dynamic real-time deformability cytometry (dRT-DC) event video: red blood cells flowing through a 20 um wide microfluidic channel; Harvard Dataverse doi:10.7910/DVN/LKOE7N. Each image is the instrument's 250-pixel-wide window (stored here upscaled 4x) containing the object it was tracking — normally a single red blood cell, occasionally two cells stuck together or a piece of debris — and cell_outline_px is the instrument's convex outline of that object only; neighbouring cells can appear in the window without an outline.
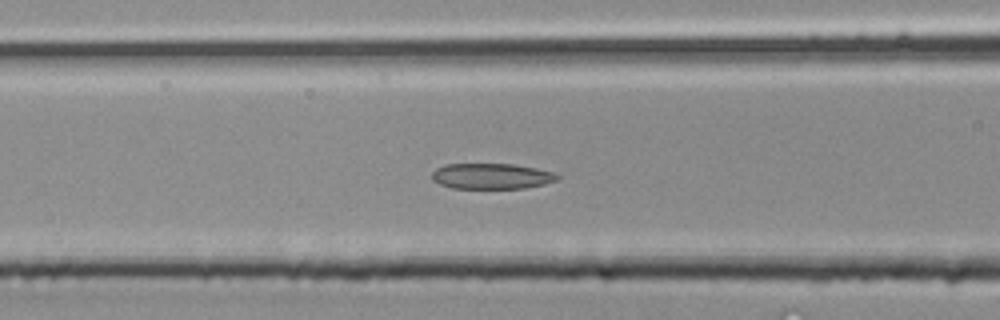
{"species": "common noctule bat (a hibernating species)", "species_latin": "Nyctalus noctula", "temperature_condition": "room temperature", "stored_images_in_passage": 29, "camera_frame_rate_fps": 3000, "um_per_image_px": 0.085, "animal": {"sex": "male", "body_mass_g": 20.4}, "frame": {"image": 1, "passage_image": 9, "time_ms": 2.667, "image_size_px": [1000, 320], "cell_outline_px": [[560, 176], [556, 180], [544, 184], [524, 188], [452, 188], [440, 184], [432, 180], [432, 172], [436, 168], [444, 164], [512, 164], [536, 168], [552, 172]], "centroid_in_image_um": [41.75, 14.97], "position_along_channel_um": 124.9, "area_um2": 18.67}}
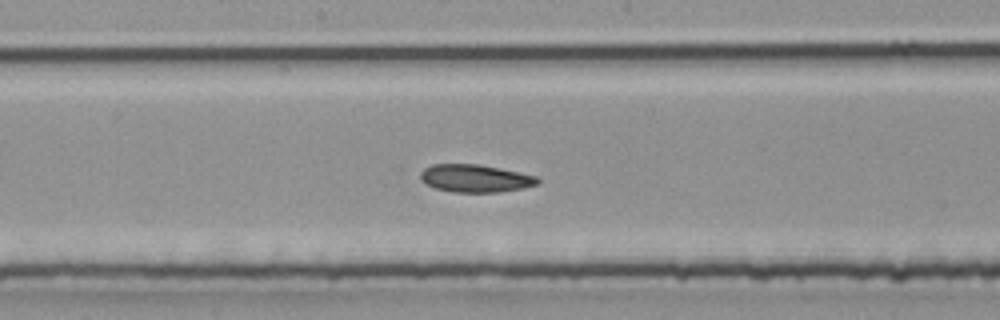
{"frame": {"image": 2, "passage_image": 13, "time_ms": 4.0, "image_size_px": [1000, 320], "cell_outline_px": [[540, 180], [536, 184], [524, 188], [500, 192], [452, 192], [436, 188], [424, 184], [420, 180], [420, 172], [424, 168], [432, 164], [476, 164], [500, 168], [536, 176]], "centroid_in_image_um": [40.35, 15.16], "position_along_channel_um": 207.8, "area_um2": 18.96}}
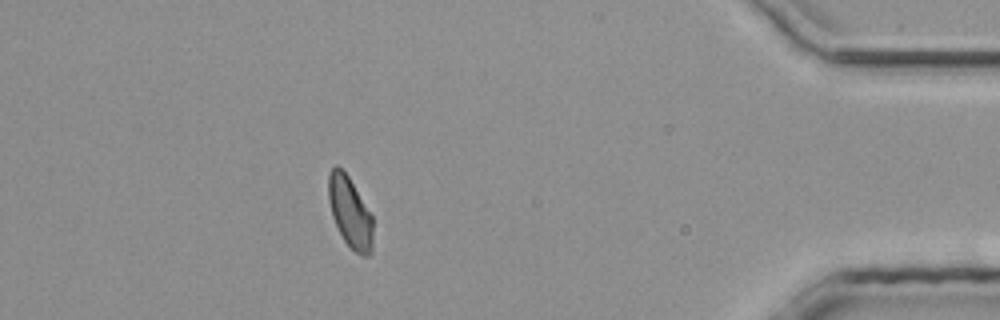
{"frame": {"image": 3, "passage_image": 25, "time_ms": 8.0, "image_size_px": [1000, 320], "cell_outline_px": [[372, 252], [368, 256], [360, 256], [344, 240], [332, 216], [328, 200], [328, 172], [336, 164], [348, 176], [372, 216]], "centroid_in_image_um": [29.73, 18.04], "position_along_channel_um": 405.5, "area_um2": 18.15}}